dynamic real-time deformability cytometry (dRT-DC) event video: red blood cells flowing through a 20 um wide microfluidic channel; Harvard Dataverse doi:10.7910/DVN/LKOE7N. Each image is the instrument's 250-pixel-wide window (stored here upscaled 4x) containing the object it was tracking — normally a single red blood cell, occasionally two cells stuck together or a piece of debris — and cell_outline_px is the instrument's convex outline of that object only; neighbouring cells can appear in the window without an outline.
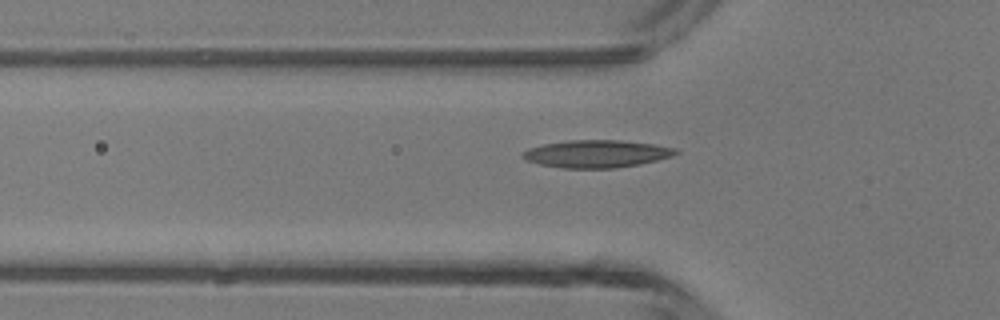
{"species": "common noctule bat (a hibernating species)", "species_latin": "Nyctalus noctula", "temperature_condition": "room temperature", "stored_images_in_passage": 6, "camera_frame_rate_fps": 3000, "um_per_image_px": 0.085, "animal": {"sex": "male", "body_mass_g": 13.3}, "frame": {"image": 1, "passage_image": 6, "time_ms": 1.667, "image_size_px": [1000, 320], "cell_outline_px": [[680, 152], [672, 156], [640, 164], [616, 168], [560, 168], [540, 164], [524, 160], [520, 156], [520, 152], [528, 148], [544, 144], [568, 140], [620, 140], [652, 144], [676, 148]], "centroid_in_image_um": [50.66, 13.07], "position_along_channel_um": 75.1, "area_um2": 24.68}}